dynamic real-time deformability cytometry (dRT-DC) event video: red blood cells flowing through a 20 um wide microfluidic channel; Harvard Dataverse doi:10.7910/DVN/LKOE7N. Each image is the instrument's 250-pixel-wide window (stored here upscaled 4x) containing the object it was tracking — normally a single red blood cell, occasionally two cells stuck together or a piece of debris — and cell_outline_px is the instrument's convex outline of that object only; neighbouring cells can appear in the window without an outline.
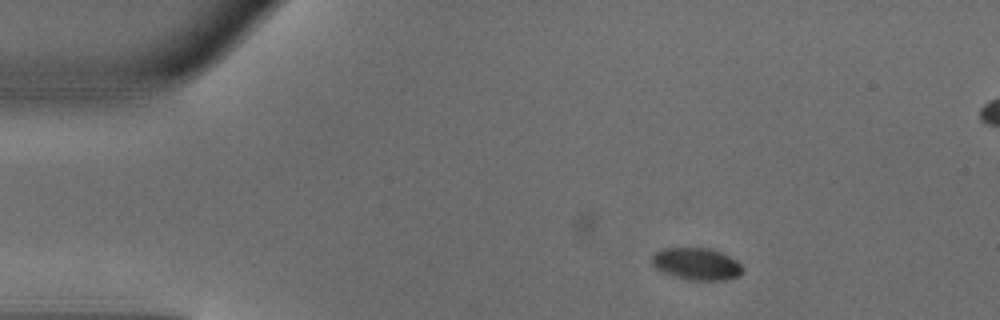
{"species": "common noctule bat (a hibernating species)", "species_latin": "Nyctalus noctula", "temperature_condition": "warm", "stored_images_in_passage": 29, "camera_frame_rate_fps": 3000, "um_per_image_px": 0.085, "animal": {"sex": "male", "body_mass_g": 18.8}, "frame": {"image": 1, "passage_image": 7, "time_ms": 2.0, "image_size_px": [1000, 320], "cell_outline_px": [[744, 272], [740, 276], [724, 280], [692, 280], [676, 276], [664, 272], [656, 268], [652, 264], [652, 256], [660, 248], [708, 248], [720, 252], [736, 260], [744, 268]], "centroid_in_image_um": [59.24, 22.43], "position_along_channel_um": 25.8, "area_um2": 16.88}}
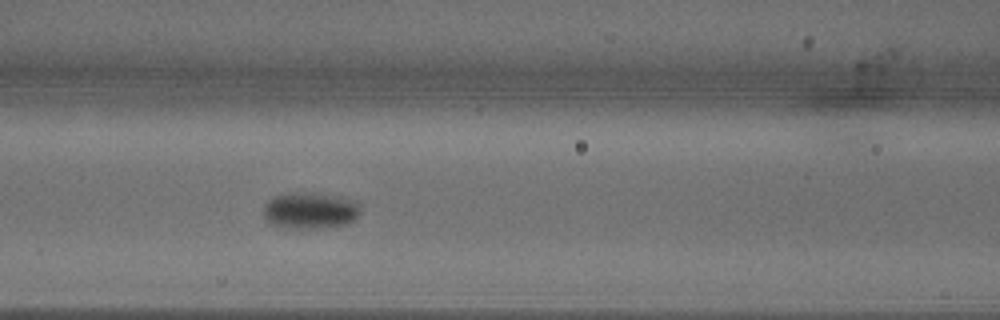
{"frame": {"image": 2, "passage_image": 20, "time_ms": 6.333, "image_size_px": [1000, 320], "cell_outline_px": [[360, 212], [352, 220], [344, 224], [316, 228], [280, 228], [264, 220], [264, 204], [272, 196], [292, 192], [332, 196], [356, 200], [360, 204]], "centroid_in_image_um": [26.29, 17.9], "position_along_channel_um": 140.3, "area_um2": 20.4}}
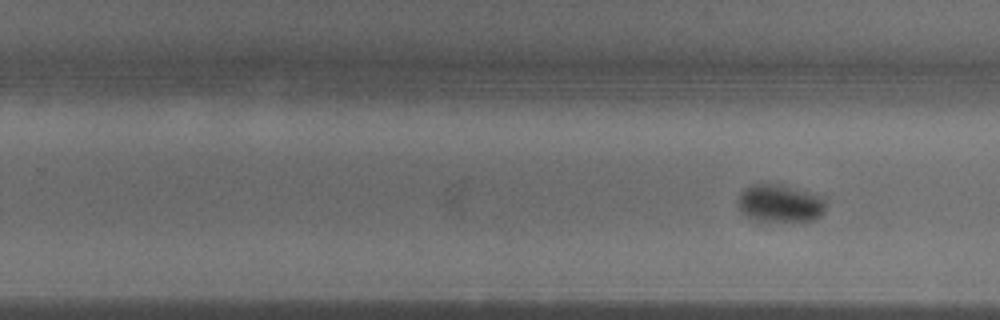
{"frame": {"image": 3, "passage_image": 29, "time_ms": 9.333, "image_size_px": [1000, 320], "cell_outline_px": [[824, 212], [820, 216], [812, 220], [756, 220], [740, 212], [736, 204], [736, 200], [740, 192], [748, 184], [776, 184], [824, 196]], "centroid_in_image_um": [66.23, 17.26], "position_along_channel_um": 263.6, "area_um2": 19.13}}